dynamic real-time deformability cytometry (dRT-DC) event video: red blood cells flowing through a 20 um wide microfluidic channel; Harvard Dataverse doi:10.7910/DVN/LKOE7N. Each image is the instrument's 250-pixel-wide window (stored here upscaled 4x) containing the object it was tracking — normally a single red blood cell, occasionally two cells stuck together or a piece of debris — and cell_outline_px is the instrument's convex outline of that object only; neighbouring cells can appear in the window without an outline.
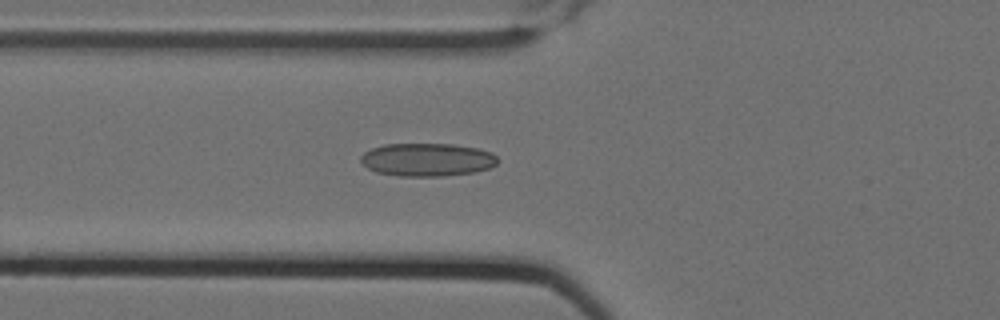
{"species": "Egyptian fruit bat (a non-hibernating species)", "species_latin": "Rousettus aegyptiacus", "temperature_condition": "cold", "stored_images_in_passage": 6, "camera_frame_rate_fps": 3000, "um_per_image_px": 0.085, "animal": {"sex": "female"}, "frame": {"image": 1, "passage_image": 6, "time_ms": 1.667, "image_size_px": [1000, 320], "cell_outline_px": [[500, 160], [496, 164], [488, 168], [476, 172], [444, 176], [400, 176], [376, 172], [368, 168], [360, 160], [360, 156], [364, 152], [372, 148], [384, 144], [452, 144], [476, 148], [492, 152]], "centroid_in_image_um": [36.32, 13.57], "position_along_channel_um": 89.5, "area_um2": 26.47}}